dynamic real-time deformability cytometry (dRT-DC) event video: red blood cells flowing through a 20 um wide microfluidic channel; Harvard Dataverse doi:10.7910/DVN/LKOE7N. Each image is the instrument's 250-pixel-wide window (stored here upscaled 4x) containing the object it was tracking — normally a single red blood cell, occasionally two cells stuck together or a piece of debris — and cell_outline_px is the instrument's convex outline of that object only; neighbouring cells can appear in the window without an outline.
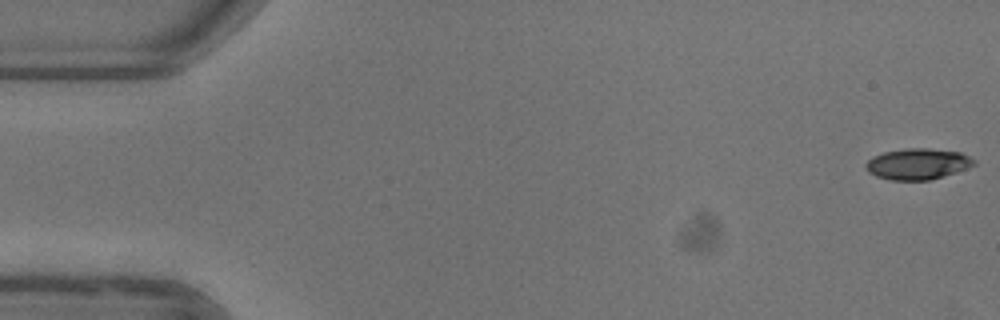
{"species": "common noctule bat (a hibernating species)", "species_latin": "Nyctalus noctula", "temperature_condition": "warm", "stored_images_in_passage": 53, "camera_frame_rate_fps": 3000, "um_per_image_px": 0.085, "animal": {"sex": "female"}, "frame": {"image": 1, "passage_image": 1, "time_ms": 0.0, "image_size_px": [1000, 320], "cell_outline_px": [[976, 164], [928, 180], [892, 180], [876, 176], [868, 172], [864, 168], [864, 164], [872, 156], [884, 152], [908, 148], [928, 148], [960, 152], [976, 160]], "centroid_in_image_um": [77.93, 13.92], "position_along_channel_um": 7.1, "area_um2": 19.31}}
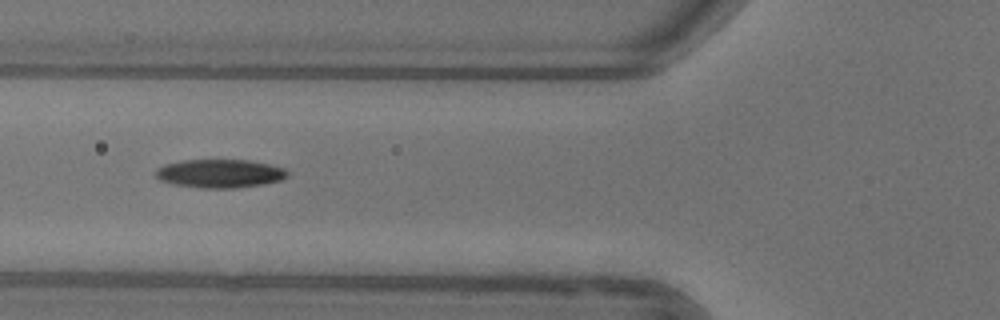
{"frame": {"image": 2, "passage_image": 20, "time_ms": 6.333, "image_size_px": [1000, 320], "cell_outline_px": [[288, 176], [280, 180], [264, 184], [236, 188], [200, 188], [172, 184], [160, 180], [156, 176], [156, 168], [164, 164], [184, 160], [252, 160], [284, 168], [288, 172]], "centroid_in_image_um": [18.68, 14.75], "position_along_channel_um": 107.1, "area_um2": 21.96}}
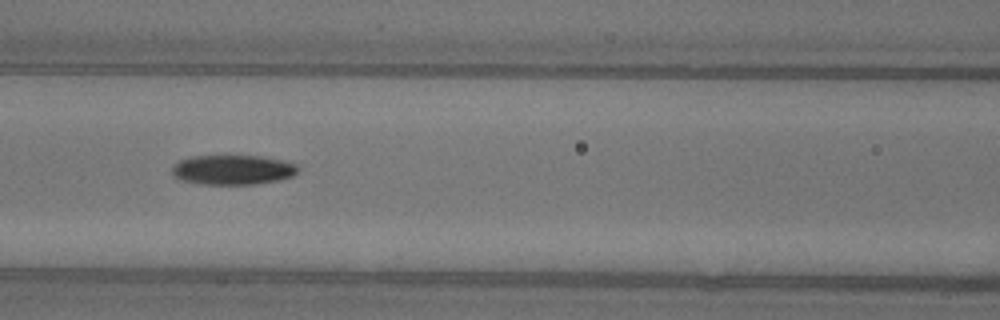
{"frame": {"image": 3, "passage_image": 23, "time_ms": 7.333, "image_size_px": [1000, 320], "cell_outline_px": [[300, 168], [292, 176], [276, 180], [256, 184], [204, 184], [184, 180], [176, 176], [172, 172], [172, 168], [180, 160], [192, 156], [224, 152], [264, 156], [296, 164]], "centroid_in_image_um": [19.79, 14.36], "position_along_channel_um": 146.8, "area_um2": 22.48}, "authors_computed_cell_mechanics": {"area_um2": 20.9814, "velocity_mm_per_s": 3.9317, "shape_relaxation_time_tau1_ms": 8.7434, "shape_relaxation_time_tau2_ms": null, "deformation_change_tau1": 0.2372, "deformation_change_tau2": null}}